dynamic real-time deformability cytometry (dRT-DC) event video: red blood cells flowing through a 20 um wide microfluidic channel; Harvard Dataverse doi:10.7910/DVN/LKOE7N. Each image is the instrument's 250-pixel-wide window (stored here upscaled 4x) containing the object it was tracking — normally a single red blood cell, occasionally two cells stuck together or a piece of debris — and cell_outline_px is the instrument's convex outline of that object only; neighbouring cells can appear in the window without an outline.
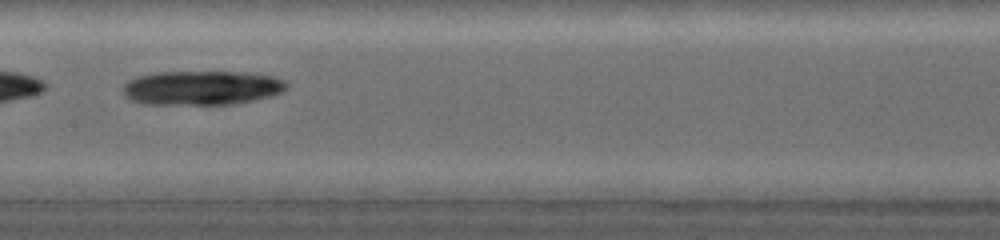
{"species": "common noctule bat (a hibernating species)", "species_latin": "Nyctalus noctula", "temperature_condition": "warm", "stored_images_in_passage": 9, "camera_frame_rate_fps": 5000, "um_per_image_px": 0.085, "animal": {"sex": "female", "body_mass_g": 19.0, "forearm_length_mm": 53.3}, "frame": {"image": 1, "passage_image": 7, "time_ms": 3.4, "image_size_px": [1000, 240], "cell_outline_px": [[284, 88], [280, 92], [268, 96], [236, 104], [144, 104], [132, 100], [124, 92], [124, 84], [128, 80], [140, 76], [160, 72], [232, 72], [272, 76], [284, 80]], "centroid_in_image_um": [17.1, 7.47], "position_along_channel_um": 190.3, "area_um2": 31.96}}